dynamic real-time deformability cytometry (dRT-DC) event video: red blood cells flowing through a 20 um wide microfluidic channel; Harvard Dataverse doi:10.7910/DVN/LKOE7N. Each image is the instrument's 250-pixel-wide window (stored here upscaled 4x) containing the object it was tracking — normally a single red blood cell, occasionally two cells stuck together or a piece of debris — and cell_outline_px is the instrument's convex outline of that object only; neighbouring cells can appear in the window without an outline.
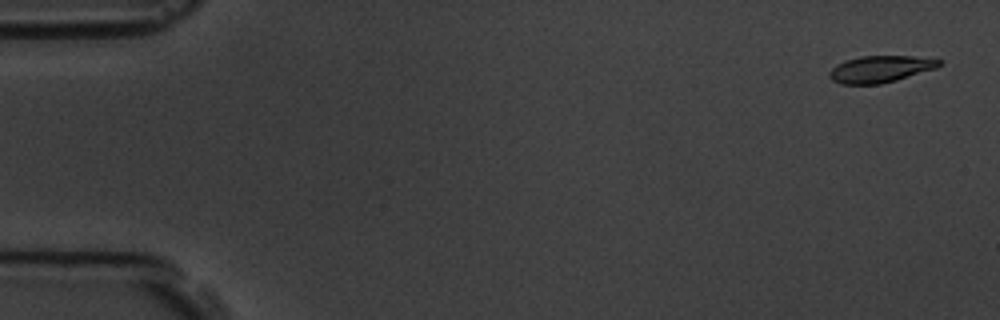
{"species": "common noctule bat (a hibernating species)", "species_latin": "Nyctalus noctula", "temperature_condition": "room temperature", "stored_images_in_passage": 7, "camera_frame_rate_fps": 3000, "um_per_image_px": 0.085, "animal": {"sex": "male", "body_mass_g": 19.5, "forearm_length_mm": 54.6}, "frame": {"image": 1, "passage_image": 1, "time_ms": 0.0, "image_size_px": [1000, 320], "cell_outline_px": [[944, 60], [936, 68], [896, 80], [880, 84], [840, 84], [832, 80], [828, 76], [828, 72], [836, 64], [844, 60], [860, 56], [912, 56]], "centroid_in_image_um": [74.79, 5.87], "position_along_channel_um": 10.2, "area_um2": 17.17}}
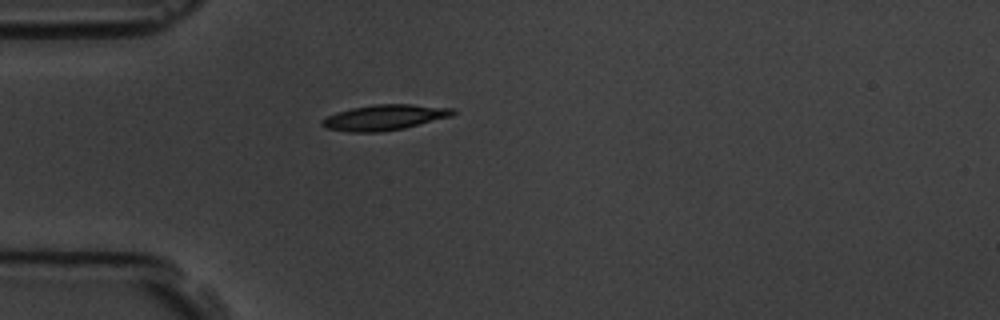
{"frame": {"image": 2, "passage_image": 5, "time_ms": 4.667, "image_size_px": [1000, 320], "cell_outline_px": [[456, 112], [452, 116], [404, 128], [380, 132], [348, 132], [328, 128], [320, 124], [320, 120], [336, 112], [352, 108], [376, 104], [412, 104], [456, 108]], "centroid_in_image_um": [32.7, 9.97], "position_along_channel_um": 52.3, "area_um2": 19.48}}
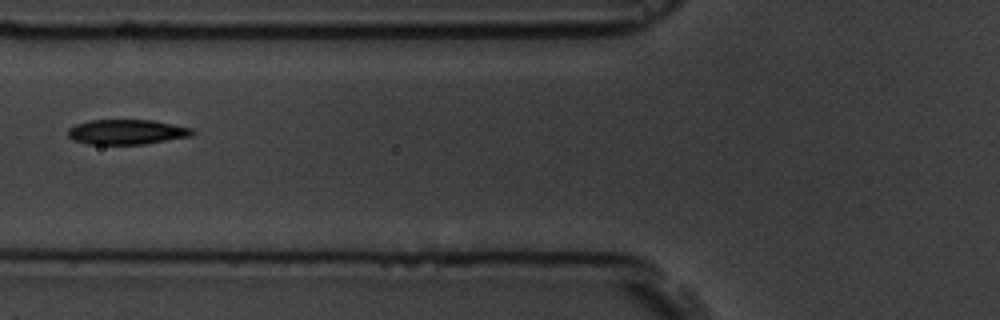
{"frame": {"image": 3, "passage_image": 7, "time_ms": 6.667, "image_size_px": [1000, 320], "cell_outline_px": [[196, 132], [192, 136], [144, 144], [88, 144], [72, 140], [68, 136], [68, 128], [76, 124], [88, 120], [152, 120], [196, 128]], "centroid_in_image_um": [10.81, 11.21], "position_along_channel_um": 115.0, "area_um2": 18.32}}